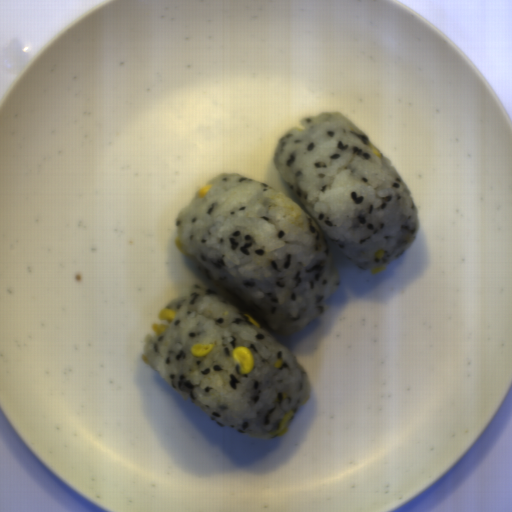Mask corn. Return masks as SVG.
Segmentation results:
<instances>
[{
  "label": "corn",
  "mask_w": 512,
  "mask_h": 512,
  "mask_svg": "<svg viewBox=\"0 0 512 512\" xmlns=\"http://www.w3.org/2000/svg\"><path fill=\"white\" fill-rule=\"evenodd\" d=\"M232 358L235 364L241 366V374H249L254 366L255 360L251 349L245 346H237L233 349Z\"/></svg>",
  "instance_id": "51d56268"
},
{
  "label": "corn",
  "mask_w": 512,
  "mask_h": 512,
  "mask_svg": "<svg viewBox=\"0 0 512 512\" xmlns=\"http://www.w3.org/2000/svg\"><path fill=\"white\" fill-rule=\"evenodd\" d=\"M214 348V344H201V343H196L194 344L191 349H190V352L191 354L194 356V357H199V356H204L208 353H210Z\"/></svg>",
  "instance_id": "f1292c28"
},
{
  "label": "corn",
  "mask_w": 512,
  "mask_h": 512,
  "mask_svg": "<svg viewBox=\"0 0 512 512\" xmlns=\"http://www.w3.org/2000/svg\"><path fill=\"white\" fill-rule=\"evenodd\" d=\"M294 415H295L294 411H289L288 414L282 420L278 430L272 431L270 435L280 436V435H284L285 433H287L288 428L286 426H287L288 422L294 417Z\"/></svg>",
  "instance_id": "5cfa1b94"
},
{
  "label": "corn",
  "mask_w": 512,
  "mask_h": 512,
  "mask_svg": "<svg viewBox=\"0 0 512 512\" xmlns=\"http://www.w3.org/2000/svg\"><path fill=\"white\" fill-rule=\"evenodd\" d=\"M176 317V313L168 308H163L158 313V318L163 321H167L168 324H171Z\"/></svg>",
  "instance_id": "cfcad685"
},
{
  "label": "corn",
  "mask_w": 512,
  "mask_h": 512,
  "mask_svg": "<svg viewBox=\"0 0 512 512\" xmlns=\"http://www.w3.org/2000/svg\"><path fill=\"white\" fill-rule=\"evenodd\" d=\"M167 327H168V325H162V324L154 323L152 325V330H153V332L155 333V335L157 337H160L161 335H163L166 332Z\"/></svg>",
  "instance_id": "2b8c4276"
},
{
  "label": "corn",
  "mask_w": 512,
  "mask_h": 512,
  "mask_svg": "<svg viewBox=\"0 0 512 512\" xmlns=\"http://www.w3.org/2000/svg\"><path fill=\"white\" fill-rule=\"evenodd\" d=\"M212 185H209V186H203L200 190L197 191V195L199 197H204L205 195L208 194V192L210 191Z\"/></svg>",
  "instance_id": "79e197a2"
},
{
  "label": "corn",
  "mask_w": 512,
  "mask_h": 512,
  "mask_svg": "<svg viewBox=\"0 0 512 512\" xmlns=\"http://www.w3.org/2000/svg\"><path fill=\"white\" fill-rule=\"evenodd\" d=\"M174 245H175V248L179 251L180 254H185L183 248H182V243L179 241V239H175L174 241Z\"/></svg>",
  "instance_id": "30e3d8cc"
},
{
  "label": "corn",
  "mask_w": 512,
  "mask_h": 512,
  "mask_svg": "<svg viewBox=\"0 0 512 512\" xmlns=\"http://www.w3.org/2000/svg\"><path fill=\"white\" fill-rule=\"evenodd\" d=\"M244 315L248 318L249 323H251L252 325H254L257 328H261L260 324L255 319H253L251 316H249L247 314H244Z\"/></svg>",
  "instance_id": "6a14855c"
},
{
  "label": "corn",
  "mask_w": 512,
  "mask_h": 512,
  "mask_svg": "<svg viewBox=\"0 0 512 512\" xmlns=\"http://www.w3.org/2000/svg\"><path fill=\"white\" fill-rule=\"evenodd\" d=\"M375 256H376V258H378V259H382V258H384V251H383V249H379V250H377V251L375 252Z\"/></svg>",
  "instance_id": "42891da5"
},
{
  "label": "corn",
  "mask_w": 512,
  "mask_h": 512,
  "mask_svg": "<svg viewBox=\"0 0 512 512\" xmlns=\"http://www.w3.org/2000/svg\"><path fill=\"white\" fill-rule=\"evenodd\" d=\"M372 153L378 156L380 159L382 158L381 152L378 149L372 148Z\"/></svg>",
  "instance_id": "a0e27810"
},
{
  "label": "corn",
  "mask_w": 512,
  "mask_h": 512,
  "mask_svg": "<svg viewBox=\"0 0 512 512\" xmlns=\"http://www.w3.org/2000/svg\"><path fill=\"white\" fill-rule=\"evenodd\" d=\"M385 269H386V267L376 268V269H372V272H373V274H378Z\"/></svg>",
  "instance_id": "3270194a"
},
{
  "label": "corn",
  "mask_w": 512,
  "mask_h": 512,
  "mask_svg": "<svg viewBox=\"0 0 512 512\" xmlns=\"http://www.w3.org/2000/svg\"><path fill=\"white\" fill-rule=\"evenodd\" d=\"M283 362L282 360H277L274 364L275 368H280L282 366Z\"/></svg>",
  "instance_id": "f22f9a43"
}]
</instances>
